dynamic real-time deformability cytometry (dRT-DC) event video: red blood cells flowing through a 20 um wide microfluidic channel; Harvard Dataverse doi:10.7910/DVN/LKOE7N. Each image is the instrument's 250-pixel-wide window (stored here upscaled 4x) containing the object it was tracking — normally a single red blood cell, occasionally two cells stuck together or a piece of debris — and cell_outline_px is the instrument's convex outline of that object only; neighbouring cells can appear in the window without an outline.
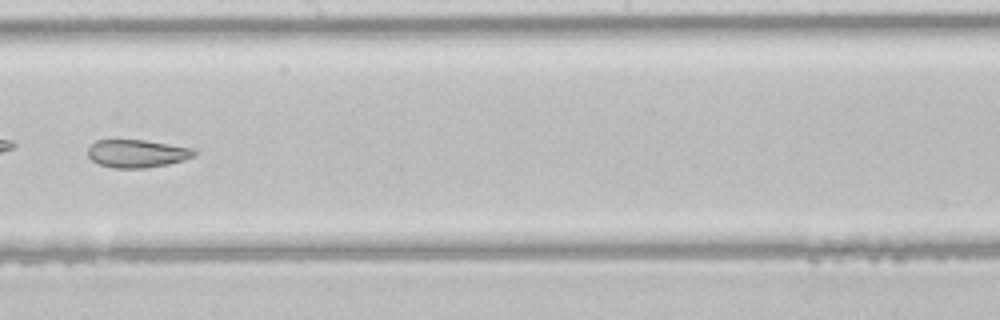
{"species": "common noctule bat (a hibernating species)", "species_latin": "Nyctalus noctula", "temperature_condition": "room temperature", "stored_images_in_passage": 34, "camera_frame_rate_fps": 3000, "um_per_image_px": 0.085, "animal": {"sex": "male", "body_mass_g": 21.5, "forearm_length_mm": 52.0}, "frame": {"image": 1, "passage_image": 15, "time_ms": 4.667, "image_size_px": [1000, 320], "cell_outline_px": [[196, 152], [192, 156], [184, 160], [168, 164], [144, 168], [112, 168], [100, 164], [92, 160], [88, 156], [88, 148], [96, 140], [144, 140], [192, 148]], "centroid_in_image_um": [11.62, 13.05], "position_along_channel_um": 236.6, "area_um2": 17.11}}